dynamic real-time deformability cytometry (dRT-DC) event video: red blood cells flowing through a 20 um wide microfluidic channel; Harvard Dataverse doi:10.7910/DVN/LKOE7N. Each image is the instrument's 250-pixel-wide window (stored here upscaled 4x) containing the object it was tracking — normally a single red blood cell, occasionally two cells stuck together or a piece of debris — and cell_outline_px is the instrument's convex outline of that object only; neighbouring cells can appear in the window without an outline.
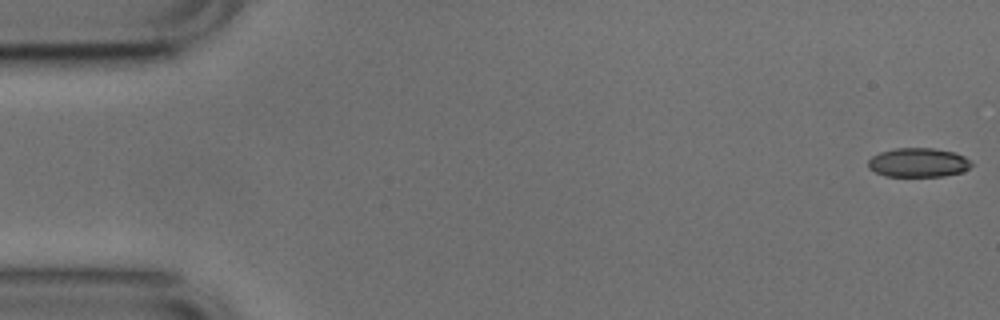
{"species": "common noctule bat (a hibernating species)", "species_latin": "Nyctalus noctula", "temperature_condition": "cold", "stored_images_in_passage": 53, "camera_frame_rate_fps": 3000, "um_per_image_px": 0.085, "animal": {"sex": "male", "body_mass_g": 17.9, "forearm_length_mm": 54.2}, "frame": {"image": 1, "passage_image": 1, "time_ms": 0.0, "image_size_px": [1000, 320], "cell_outline_px": [[972, 164], [968, 168], [960, 172], [944, 176], [884, 176], [868, 168], [868, 160], [872, 156], [880, 152], [896, 148], [932, 148], [952, 152], [964, 156]], "centroid_in_image_um": [78.01, 13.82], "position_along_channel_um": 7.0, "area_um2": 17.34}}
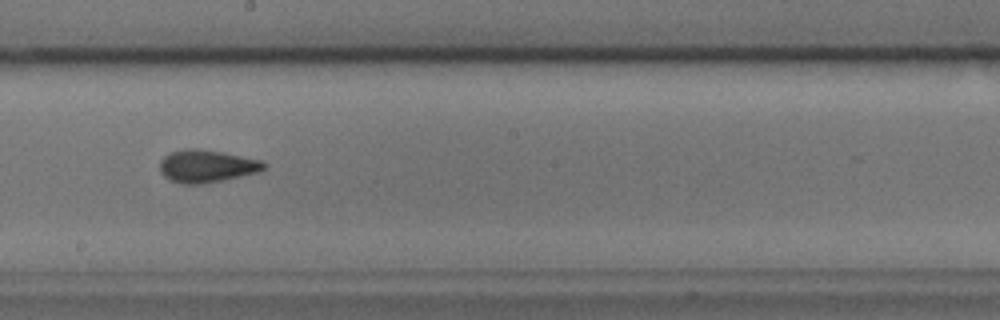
{"frame": {"image": 2, "passage_image": 29, "time_ms": 9.333, "image_size_px": [1000, 320], "cell_outline_px": [[268, 164], [260, 172], [224, 180], [200, 184], [180, 184], [164, 176], [160, 172], [160, 160], [164, 156], [172, 152], [184, 148], [200, 148], [224, 152], [264, 160]], "centroid_in_image_um": [17.61, 14.11], "position_along_channel_um": 230.6, "area_um2": 20.11}}
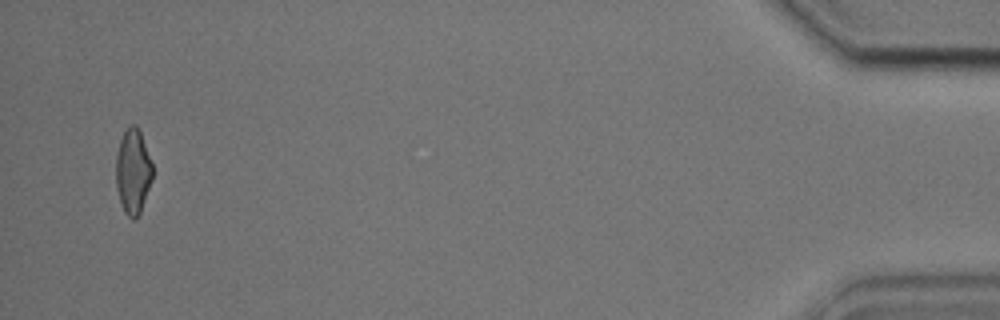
{"frame": {"image": 3, "passage_image": 51, "time_ms": 16.667, "image_size_px": [1000, 320], "cell_outline_px": [[152, 180], [140, 212], [132, 220], [124, 212], [116, 188], [116, 156], [120, 140], [128, 124], [136, 124], [140, 132], [152, 164]], "centroid_in_image_um": [11.29, 14.55], "position_along_channel_um": 423.9, "area_um2": 17.92}, "authors_computed_cell_mechanics": {"area_um2": 18.8428, "velocity_mm_per_s": 3.7933, "shape_relaxation_time_tau1_ms": 2.7973, "shape_relaxation_time_tau2_ms": 1.1298, "deformation_change_tau1": 0.101, "deformation_change_tau2": 0.0714}}